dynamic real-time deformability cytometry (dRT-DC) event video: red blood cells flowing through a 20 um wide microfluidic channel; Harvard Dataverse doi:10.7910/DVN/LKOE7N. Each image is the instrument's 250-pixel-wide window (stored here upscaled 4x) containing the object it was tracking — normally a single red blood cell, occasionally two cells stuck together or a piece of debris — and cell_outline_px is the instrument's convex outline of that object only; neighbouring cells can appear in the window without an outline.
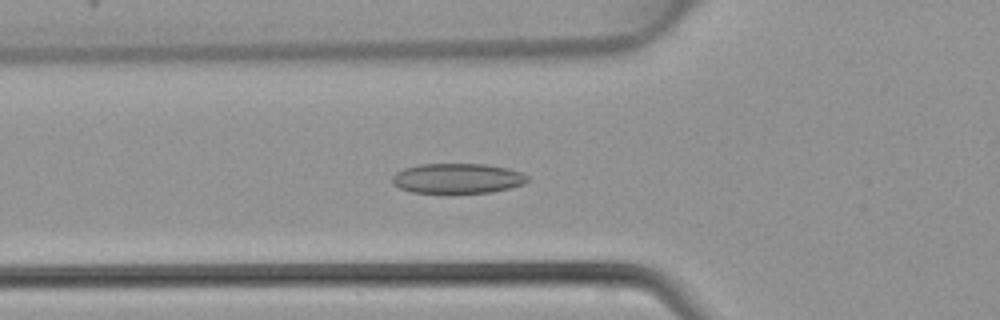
{"species": "common noctule bat (a hibernating species)", "species_latin": "Nyctalus noctula", "temperature_condition": "warm", "stored_images_in_passage": 40, "camera_frame_rate_fps": 3000, "um_per_image_px": 0.085, "animal": {"sex": "female", "body_mass_g": 22.7, "forearm_length_mm": 54.2}, "frame": {"image": 1, "passage_image": 15, "time_ms": 4.667, "image_size_px": [1000, 320], "cell_outline_px": [[528, 180], [524, 184], [492, 192], [412, 192], [400, 188], [392, 184], [392, 176], [396, 172], [404, 168], [420, 164], [484, 164], [508, 168], [520, 172], [528, 176]], "centroid_in_image_um": [38.87, 15.15], "position_along_channel_um": 86.9, "area_um2": 23.47}}
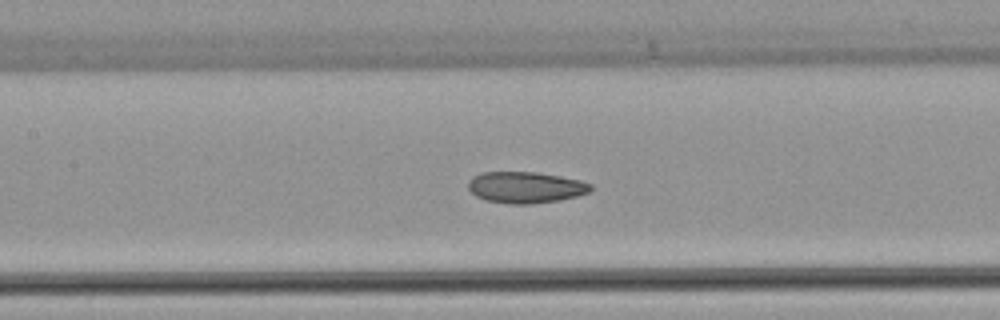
{"frame": {"image": 2, "passage_image": 20, "time_ms": 6.333, "image_size_px": [1000, 320], "cell_outline_px": [[592, 188], [588, 192], [576, 196], [560, 200], [532, 204], [508, 204], [484, 200], [476, 196], [468, 188], [468, 180], [472, 176], [480, 172], [536, 172], [560, 176], [580, 180], [592, 184]], "centroid_in_image_um": [44.64, 15.92], "position_along_channel_um": 162.8, "area_um2": 22.54}}
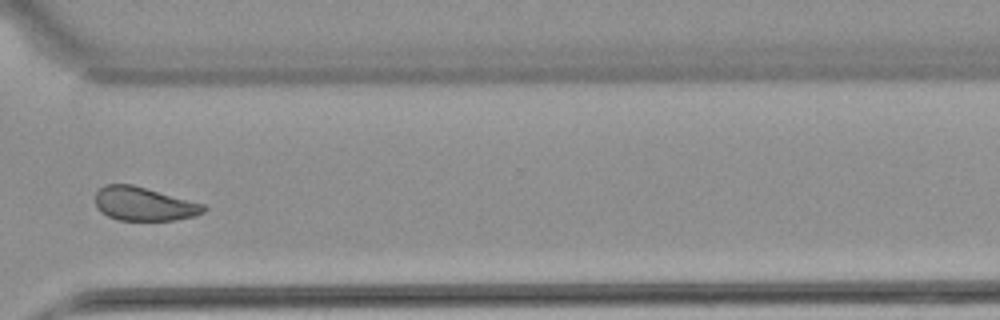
{"frame": {"image": 3, "passage_image": 33, "time_ms": 10.667, "image_size_px": [1000, 320], "cell_outline_px": [[208, 208], [204, 212], [196, 216], [176, 220], [116, 220], [100, 212], [96, 208], [96, 192], [104, 184], [132, 184], [204, 204]], "centroid_in_image_um": [12.23, 17.34], "position_along_channel_um": 358.4, "area_um2": 21.39}}